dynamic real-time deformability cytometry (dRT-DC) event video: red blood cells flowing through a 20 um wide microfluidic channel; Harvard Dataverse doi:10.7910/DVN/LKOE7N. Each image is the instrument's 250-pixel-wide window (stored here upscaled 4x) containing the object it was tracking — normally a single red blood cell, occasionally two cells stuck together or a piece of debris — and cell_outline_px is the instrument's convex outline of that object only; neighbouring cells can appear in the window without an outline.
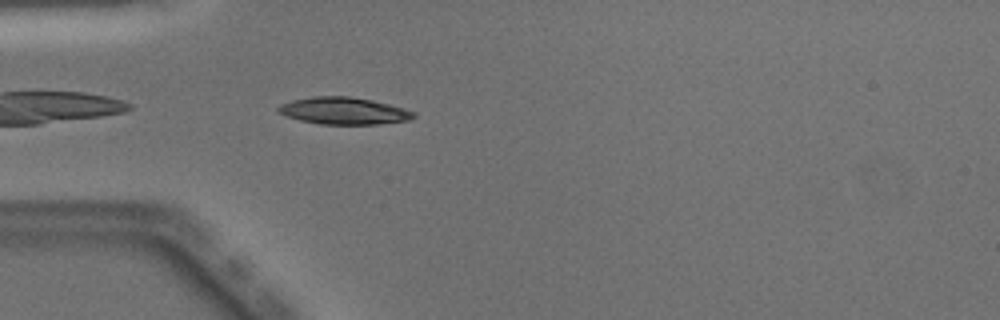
{"species": "Egyptian fruit bat (a non-hibernating species)", "species_latin": "Rousettus aegyptiacus", "temperature_condition": "warm", "stored_images_in_passage": 32, "camera_frame_rate_fps": 3000, "um_per_image_px": 0.085, "animal": {"sex": "male"}, "frame": {"image": 1, "passage_image": 2, "time_ms": 0.333, "image_size_px": [1000, 320], "cell_outline_px": [[416, 116], [408, 120], [380, 124], [320, 124], [300, 120], [288, 116], [280, 112], [276, 108], [280, 104], [292, 100], [312, 96], [348, 96], [372, 100], [404, 108], [416, 112]], "centroid_in_image_um": [29.23, 9.42], "position_along_channel_um": 55.8, "area_um2": 21.27}}
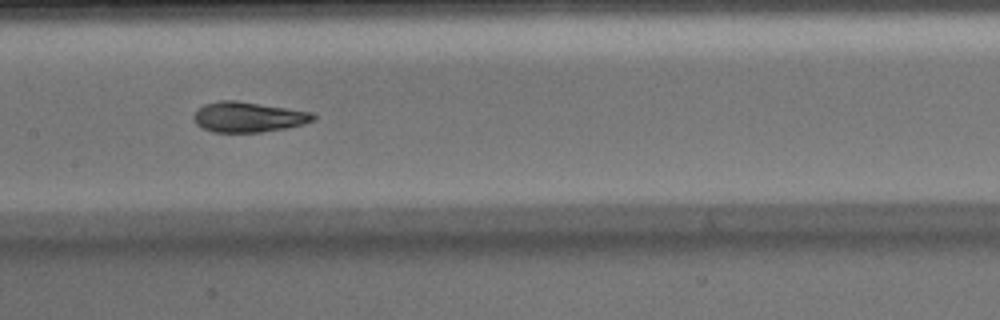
{"frame": {"image": 2, "passage_image": 12, "time_ms": 3.667, "image_size_px": [1000, 320], "cell_outline_px": [[316, 120], [304, 124], [284, 128], [260, 132], [212, 132], [196, 124], [192, 120], [192, 116], [196, 108], [204, 104], [220, 100], [236, 100], [312, 112], [316, 116]], "centroid_in_image_um": [21.06, 9.94], "position_along_channel_um": 186.3, "area_um2": 21.21}}
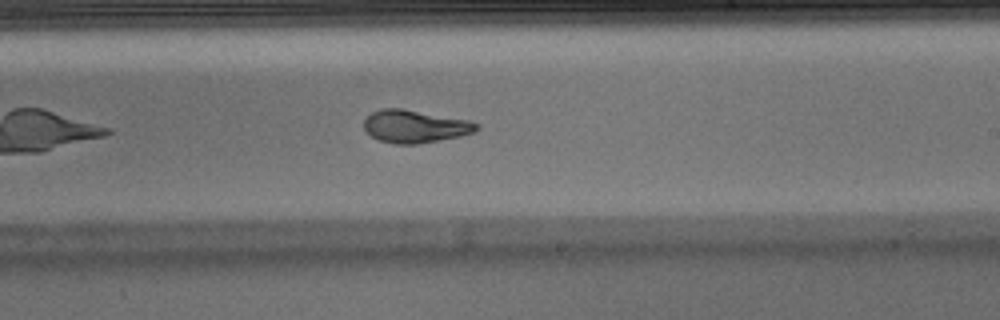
{"frame": {"image": 3, "passage_image": 17, "time_ms": 5.333, "image_size_px": [1000, 320], "cell_outline_px": [[480, 128], [476, 132], [460, 136], [416, 144], [392, 144], [380, 140], [372, 136], [364, 128], [364, 120], [372, 112], [380, 108], [400, 108], [472, 120], [480, 124]], "centroid_in_image_um": [35.32, 10.73], "position_along_channel_um": 253.7, "area_um2": 21.62}, "authors_computed_cell_mechanics": {"area_um2": 21.2704, "velocity_mm_per_s": 4.0623, "shape_relaxation_time_tau1_ms": 6.2286, "shape_relaxation_time_tau2_ms": 1.4854, "deformation_change_tau1": 0.2164, "deformation_change_tau2": 0.0753}}